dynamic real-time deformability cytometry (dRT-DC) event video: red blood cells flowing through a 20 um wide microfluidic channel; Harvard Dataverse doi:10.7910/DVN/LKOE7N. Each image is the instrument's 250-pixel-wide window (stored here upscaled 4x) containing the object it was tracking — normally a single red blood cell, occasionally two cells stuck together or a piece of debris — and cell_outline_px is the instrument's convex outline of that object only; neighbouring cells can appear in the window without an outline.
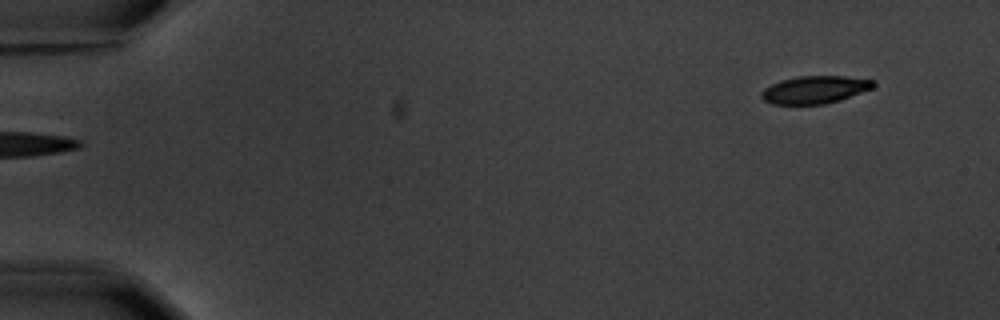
{"species": "common noctule bat (a hibernating species)", "species_latin": "Nyctalus noctula", "temperature_condition": "warm", "stored_images_in_passage": 6, "segment_of_instrument_passage": [2, 2], "camera_frame_rate_fps": 3000, "um_per_image_px": 0.085, "animal": {"sex": "male", "body_mass_g": 20.1, "forearm_length_mm": 53.5}, "frame": {"image": 1, "passage_image": 6, "time_ms": 6.667, "image_size_px": [1000, 320], "cell_outline_px": [[876, 84], [872, 88], [840, 100], [824, 104], [772, 104], [764, 100], [760, 96], [760, 92], [764, 88], [772, 84], [796, 76], [844, 76], [872, 80]], "centroid_in_image_um": [69.23, 7.62], "position_along_channel_um": 15.8, "area_um2": 17.86}}